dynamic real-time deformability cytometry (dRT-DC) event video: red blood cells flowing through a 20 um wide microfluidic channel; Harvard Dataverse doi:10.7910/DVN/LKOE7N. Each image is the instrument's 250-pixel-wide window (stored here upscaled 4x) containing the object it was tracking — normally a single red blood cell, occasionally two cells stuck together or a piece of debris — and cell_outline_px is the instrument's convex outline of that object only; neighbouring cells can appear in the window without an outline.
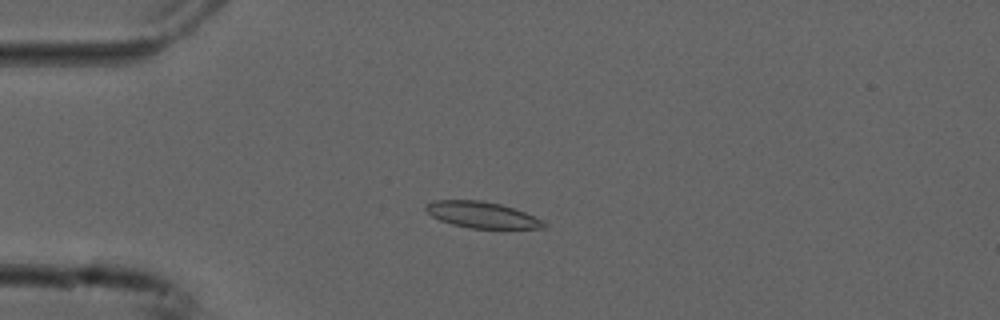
{"species": "common noctule bat (a hibernating species)", "species_latin": "Nyctalus noctula", "temperature_condition": "cold", "stored_images_in_passage": 28, "camera_frame_rate_fps": 3000, "um_per_image_px": 0.085, "animal": {"sex": "male", "forearm_length_mm": 52.5}, "frame": {"image": 1, "passage_image": 5, "time_ms": 1.333, "image_size_px": [1000, 320], "cell_outline_px": [[548, 228], [468, 228], [452, 224], [440, 220], [432, 216], [424, 208], [424, 204], [432, 200], [480, 200], [500, 204], [524, 212], [544, 220], [548, 224]], "centroid_in_image_um": [40.96, 18.26], "position_along_channel_um": 44.0, "area_um2": 18.09}}
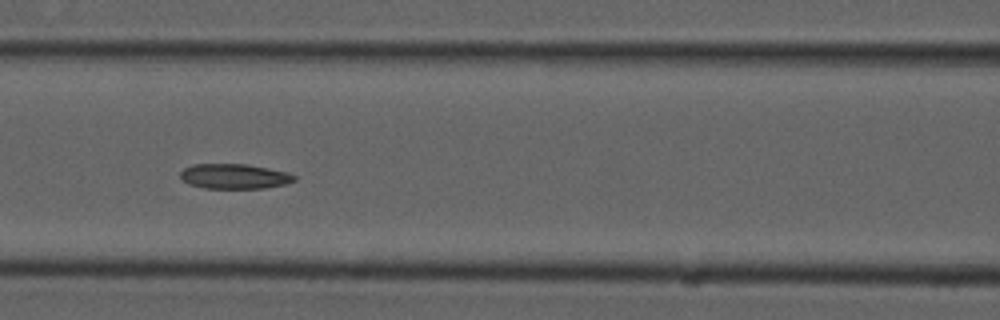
{"frame": {"image": 2, "passage_image": 15, "time_ms": 4.667, "image_size_px": [1000, 320], "cell_outline_px": [[296, 180], [288, 184], [264, 188], [204, 188], [188, 184], [180, 180], [180, 172], [184, 168], [192, 164], [248, 164], [288, 172], [296, 176]], "centroid_in_image_um": [19.92, 14.99], "position_along_channel_um": 146.7, "area_um2": 16.82}}
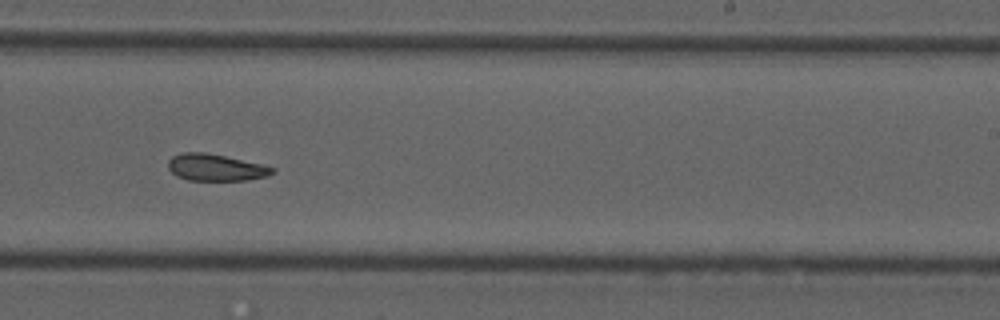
{"frame": {"image": 3, "passage_image": 25, "time_ms": 8.0, "image_size_px": [1000, 320], "cell_outline_px": [[276, 172], [268, 176], [248, 180], [188, 180], [176, 176], [168, 168], [168, 160], [172, 156], [184, 152], [204, 152], [264, 164], [276, 168]], "centroid_in_image_um": [18.37, 14.24], "position_along_channel_um": 270.6, "area_um2": 16.42}}